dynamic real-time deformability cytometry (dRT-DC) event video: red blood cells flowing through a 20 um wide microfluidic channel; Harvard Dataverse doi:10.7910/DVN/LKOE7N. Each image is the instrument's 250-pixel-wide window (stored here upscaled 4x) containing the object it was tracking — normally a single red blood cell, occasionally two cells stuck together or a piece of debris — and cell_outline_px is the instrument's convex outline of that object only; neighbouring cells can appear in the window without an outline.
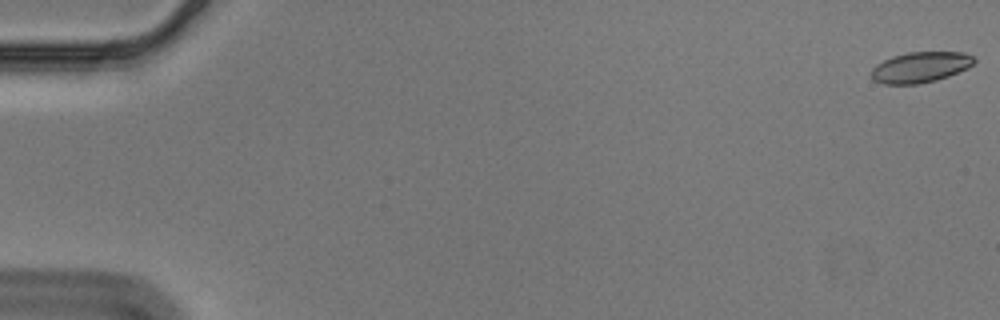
{"species": "Egyptian fruit bat (a non-hibernating species)", "species_latin": "Rousettus aegyptiacus", "temperature_condition": "cold", "stored_images_in_passage": 58, "segment_of_instrument_passage": [1, 2], "camera_frame_rate_fps": 3000, "um_per_image_px": 0.085, "animal": {"sex": "male"}, "frame": {"image": 1, "passage_image": 1, "time_ms": 0.0, "image_size_px": [1000, 320], "cell_outline_px": [[976, 60], [972, 64], [948, 76], [936, 80], [916, 84], [884, 84], [872, 80], [872, 68], [876, 64], [892, 56], [908, 52], [964, 52], [972, 56]], "centroid_in_image_um": [78.19, 5.71], "position_along_channel_um": 6.8, "area_um2": 18.15}}
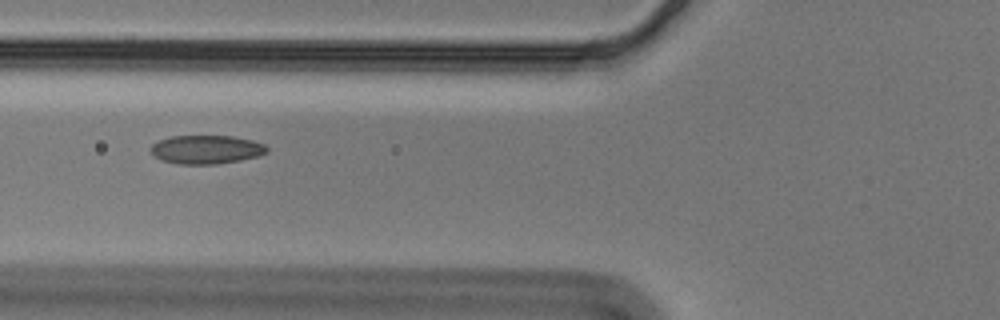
{"frame": {"image": 2, "passage_image": 23, "time_ms": 7.333, "image_size_px": [1000, 320], "cell_outline_px": [[268, 152], [260, 156], [240, 160], [216, 164], [180, 164], [160, 160], [148, 148], [152, 144], [160, 140], [172, 136], [232, 136], [252, 140], [264, 144], [268, 148]], "centroid_in_image_um": [17.55, 12.71], "position_along_channel_um": 108.3, "area_um2": 19.42}}
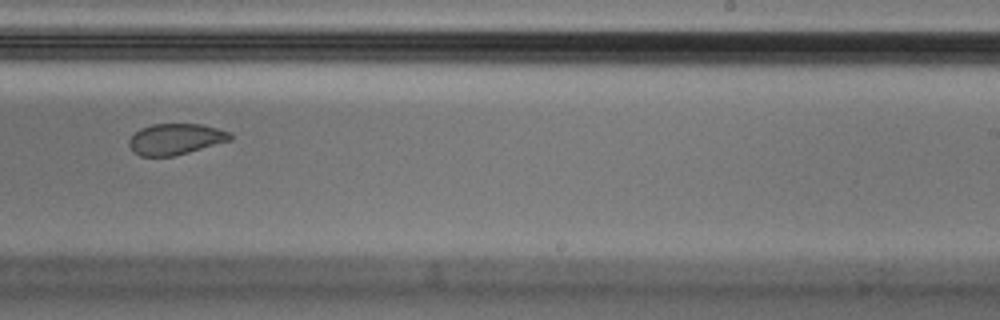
{"frame": {"image": 3, "passage_image": 37, "time_ms": 12.0, "image_size_px": [1000, 320], "cell_outline_px": [[232, 140], [176, 156], [140, 156], [132, 152], [128, 144], [128, 140], [140, 128], [152, 124], [200, 124], [232, 132]], "centroid_in_image_um": [14.92, 11.83], "position_along_channel_um": 274.1, "area_um2": 18.5}}